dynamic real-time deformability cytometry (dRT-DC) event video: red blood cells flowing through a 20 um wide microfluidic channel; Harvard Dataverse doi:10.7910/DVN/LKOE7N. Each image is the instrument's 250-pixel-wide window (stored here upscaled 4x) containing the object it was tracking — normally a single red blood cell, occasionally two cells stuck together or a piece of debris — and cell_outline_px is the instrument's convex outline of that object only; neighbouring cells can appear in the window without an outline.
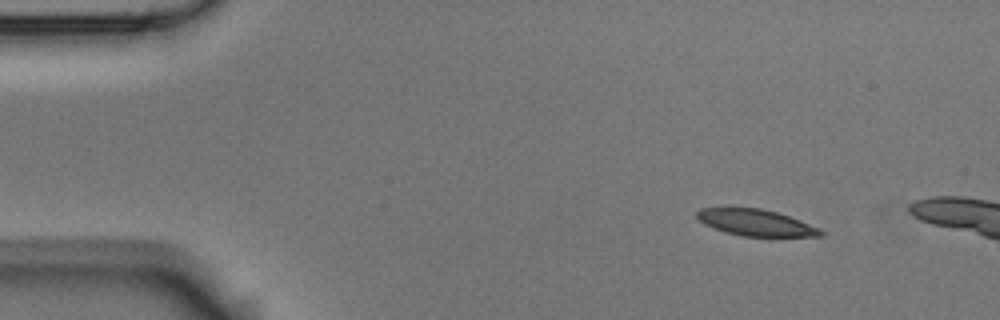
{"species": "Egyptian fruit bat (a non-hibernating species)", "species_latin": "Rousettus aegyptiacus", "temperature_condition": "room temperature", "stored_images_in_passage": 9, "camera_frame_rate_fps": 3000, "um_per_image_px": 0.085, "animal": {"sex": "male"}, "frame": {"image": 1, "passage_image": 1, "time_ms": 0.0, "image_size_px": [1000, 320], "cell_outline_px": [[824, 236], [740, 236], [724, 232], [704, 224], [696, 216], [696, 212], [700, 208], [760, 208], [776, 212], [800, 220], [820, 228], [824, 232]], "centroid_in_image_um": [64.24, 18.93], "position_along_channel_um": 20.8, "area_um2": 18.96}}